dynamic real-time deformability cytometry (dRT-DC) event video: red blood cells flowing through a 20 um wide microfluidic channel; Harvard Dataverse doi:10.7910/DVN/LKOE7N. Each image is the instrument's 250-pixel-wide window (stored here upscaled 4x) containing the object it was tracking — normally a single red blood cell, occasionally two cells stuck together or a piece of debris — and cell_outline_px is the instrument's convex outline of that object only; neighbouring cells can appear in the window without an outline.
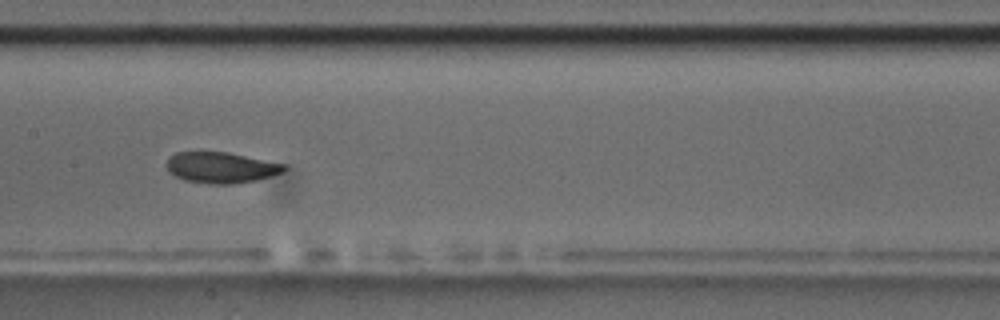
{"species": "common noctule bat (a hibernating species)", "species_latin": "Nyctalus noctula", "temperature_condition": "room temperature", "stored_images_in_passage": 6, "camera_frame_rate_fps": 3000, "um_per_image_px": 0.085, "animal": {"sex": "male", "body_mass_g": 17.5, "forearm_length_mm": 52.3}, "frame": {"image": 1, "passage_image": 6, "time_ms": 5.667, "image_size_px": [1000, 320], "cell_outline_px": [[288, 168], [280, 172], [256, 180], [232, 184], [208, 184], [184, 180], [168, 172], [164, 164], [176, 152], [228, 152], [284, 164]], "centroid_in_image_um": [18.73, 14.24], "position_along_channel_um": 188.7, "area_um2": 21.04}}